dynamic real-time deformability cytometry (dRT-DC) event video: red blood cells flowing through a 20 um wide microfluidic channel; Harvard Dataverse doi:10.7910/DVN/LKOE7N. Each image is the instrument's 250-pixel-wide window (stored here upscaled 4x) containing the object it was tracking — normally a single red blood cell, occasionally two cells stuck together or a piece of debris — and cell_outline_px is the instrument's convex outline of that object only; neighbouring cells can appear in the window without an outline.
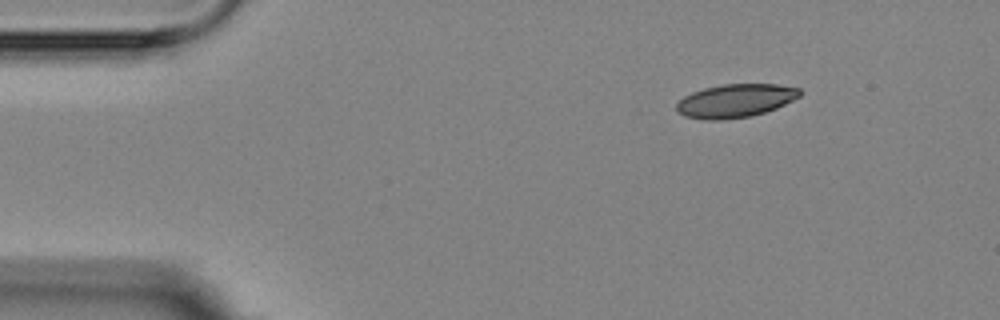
{"species": "Egyptian fruit bat (a non-hibernating species)", "species_latin": "Rousettus aegyptiacus", "temperature_condition": "room temperature", "stored_images_in_passage": 4, "segment_of_instrument_passage": [1, 2], "camera_frame_rate_fps": 3000, "um_per_image_px": 0.085, "animal": {"sex": "female"}, "frame": {"image": 1, "passage_image": 1, "time_ms": 0.0, "image_size_px": [1000, 320], "cell_outline_px": [[800, 96], [776, 108], [764, 112], [748, 116], [720, 120], [704, 120], [684, 116], [676, 108], [676, 104], [684, 96], [692, 92], [704, 88], [724, 84], [776, 84], [800, 88]], "centroid_in_image_um": [62.49, 8.56], "position_along_channel_um": 22.5, "area_um2": 23.76}}